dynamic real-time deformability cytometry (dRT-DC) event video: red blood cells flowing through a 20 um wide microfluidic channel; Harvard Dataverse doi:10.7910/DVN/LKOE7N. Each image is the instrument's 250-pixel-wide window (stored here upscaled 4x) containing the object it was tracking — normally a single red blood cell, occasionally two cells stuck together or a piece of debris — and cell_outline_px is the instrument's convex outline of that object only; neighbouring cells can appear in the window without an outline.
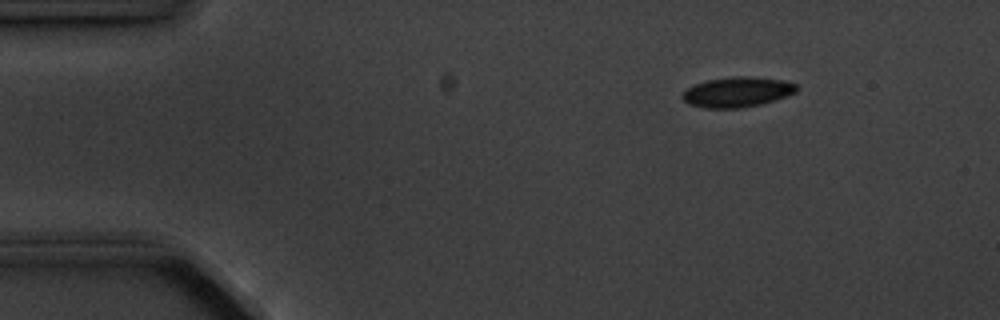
{"species": "common noctule bat (a hibernating species)", "species_latin": "Nyctalus noctula", "temperature_condition": "cold", "stored_images_in_passage": 4, "camera_frame_rate_fps": 3000, "um_per_image_px": 0.085, "animal": {"sex": "male", "body_mass_g": 20.1, "forearm_length_mm": 53.5}, "frame": {"image": 1, "passage_image": 1, "time_ms": 0.0, "image_size_px": [1000, 320], "cell_outline_px": [[796, 92], [776, 100], [760, 104], [740, 108], [704, 108], [688, 104], [680, 96], [688, 88], [696, 84], [708, 80], [740, 76], [748, 76], [780, 80], [796, 84]], "centroid_in_image_um": [62.64, 7.84], "position_along_channel_um": 22.4, "area_um2": 19.77}}